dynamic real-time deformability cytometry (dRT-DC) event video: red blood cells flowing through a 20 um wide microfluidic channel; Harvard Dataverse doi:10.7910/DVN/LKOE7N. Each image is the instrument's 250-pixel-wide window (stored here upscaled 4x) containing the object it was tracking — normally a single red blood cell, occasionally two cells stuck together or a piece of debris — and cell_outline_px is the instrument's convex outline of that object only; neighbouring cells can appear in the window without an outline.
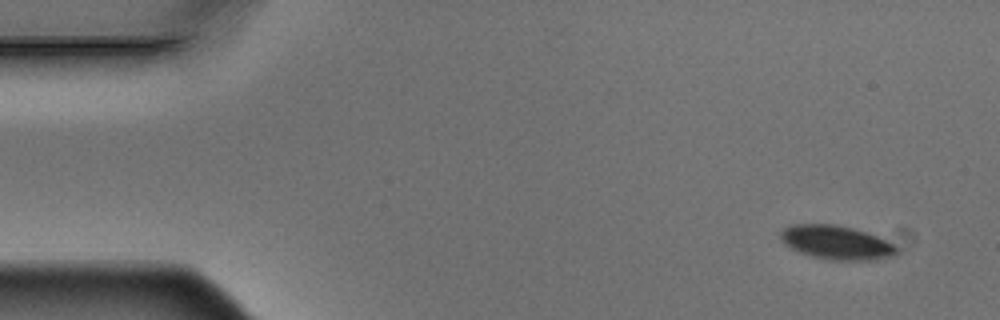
{"species": "Egyptian fruit bat (a non-hibernating species)", "species_latin": "Rousettus aegyptiacus", "temperature_condition": "warm", "stored_images_in_passage": 7, "camera_frame_rate_fps": 3000, "um_per_image_px": 0.085, "animal": {"sex": "male"}, "frame": {"image": 1, "passage_image": 1, "time_ms": 0.0, "image_size_px": [1000, 320], "cell_outline_px": [[896, 252], [892, 256], [872, 260], [828, 260], [812, 256], [800, 252], [784, 244], [780, 240], [780, 232], [784, 228], [792, 224], [836, 224], [852, 228], [876, 236], [892, 244], [896, 248]], "centroid_in_image_um": [71.03, 20.61], "position_along_channel_um": 14.0, "area_um2": 22.66}}
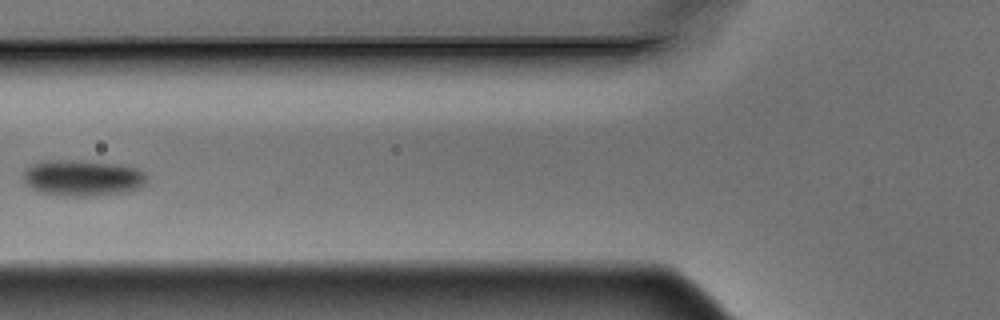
{"frame": {"image": 2, "passage_image": 6, "time_ms": 1.667, "image_size_px": [1000, 320], "cell_outline_px": [[148, 176], [144, 184], [140, 188], [128, 192], [92, 196], [64, 196], [40, 192], [24, 184], [24, 172], [32, 164], [40, 160], [72, 160], [120, 164], [136, 168], [144, 172]], "centroid_in_image_um": [7.03, 15.13], "position_along_channel_um": 118.8, "area_um2": 26.24}}
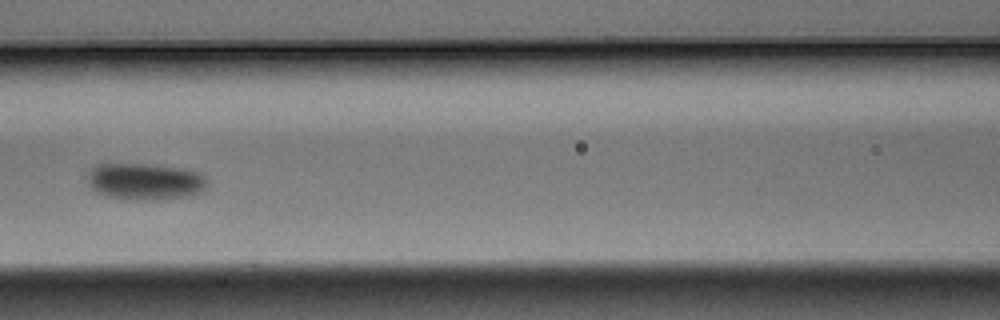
{"frame": {"image": 3, "passage_image": 7, "time_ms": 2.0, "image_size_px": [1000, 320], "cell_outline_px": [[208, 180], [204, 188], [200, 192], [184, 196], [152, 200], [136, 200], [108, 196], [92, 188], [88, 184], [88, 172], [96, 164], [152, 164], [192, 168], [200, 172]], "centroid_in_image_um": [12.37, 15.39], "position_along_channel_um": 154.2, "area_um2": 25.72}}